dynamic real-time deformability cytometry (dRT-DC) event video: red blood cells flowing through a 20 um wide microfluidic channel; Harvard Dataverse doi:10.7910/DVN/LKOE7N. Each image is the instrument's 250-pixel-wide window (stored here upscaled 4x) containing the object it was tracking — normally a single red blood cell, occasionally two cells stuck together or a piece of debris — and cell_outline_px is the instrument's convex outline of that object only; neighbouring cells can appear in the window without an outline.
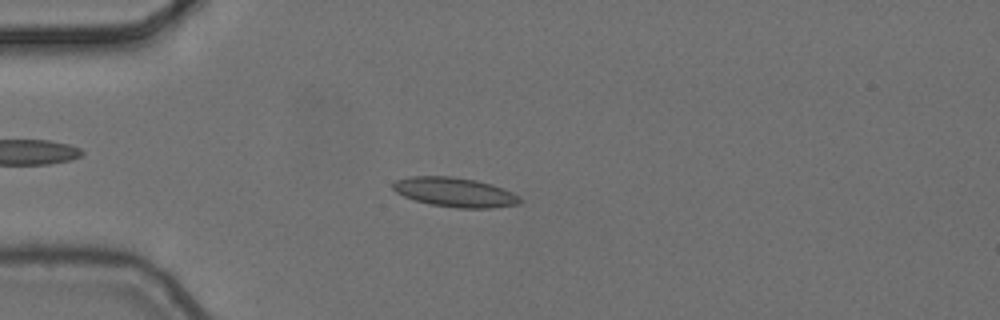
{"species": "common noctule bat (a hibernating species)", "species_latin": "Nyctalus noctula", "temperature_condition": "cold", "stored_images_in_passage": 11, "camera_frame_rate_fps": 3000, "um_per_image_px": 0.085, "animal": {"sex": "female", "body_mass_g": 24.6, "forearm_length_mm": 56.2}, "frame": {"image": 1, "passage_image": 5, "time_ms": 1.333, "image_size_px": [1000, 320], "cell_outline_px": [[524, 200], [520, 204], [492, 208], [456, 208], [432, 204], [416, 200], [404, 196], [396, 192], [392, 188], [392, 184], [396, 180], [408, 176], [452, 176], [476, 180], [492, 184], [504, 188], [520, 196]], "centroid_in_image_um": [38.71, 16.33], "position_along_channel_um": 46.3, "area_um2": 21.96}}
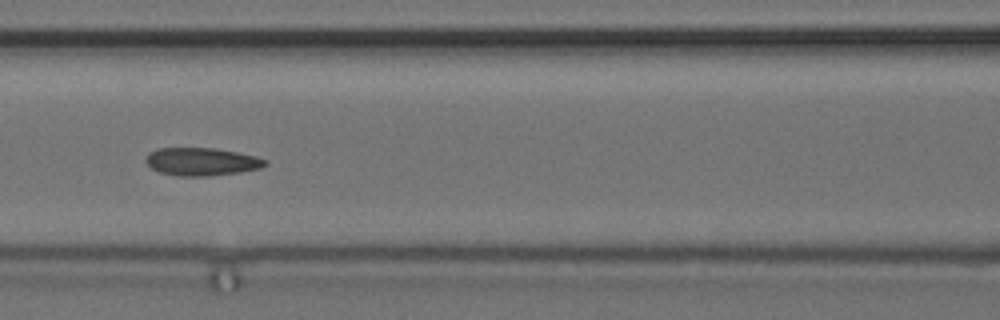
{"frame": {"image": 2, "passage_image": 8, "time_ms": 2.333, "image_size_px": [1000, 320], "cell_outline_px": [[268, 164], [260, 168], [240, 172], [208, 176], [180, 176], [160, 172], [152, 168], [144, 160], [148, 152], [160, 148], [216, 148], [256, 156], [268, 160]], "centroid_in_image_um": [17.15, 13.73], "position_along_channel_um": 149.4, "area_um2": 19.42}}
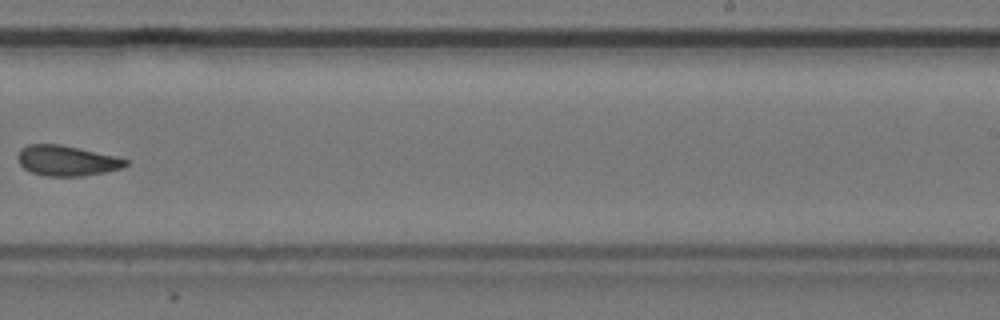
{"frame": {"image": 3, "passage_image": 11, "time_ms": 3.333, "image_size_px": [1000, 320], "cell_outline_px": [[128, 164], [124, 168], [84, 176], [44, 176], [32, 172], [24, 168], [20, 164], [16, 156], [20, 148], [28, 144], [60, 144], [116, 156], [128, 160]], "centroid_in_image_um": [5.66, 13.65], "position_along_channel_um": 283.3, "area_um2": 19.19}}